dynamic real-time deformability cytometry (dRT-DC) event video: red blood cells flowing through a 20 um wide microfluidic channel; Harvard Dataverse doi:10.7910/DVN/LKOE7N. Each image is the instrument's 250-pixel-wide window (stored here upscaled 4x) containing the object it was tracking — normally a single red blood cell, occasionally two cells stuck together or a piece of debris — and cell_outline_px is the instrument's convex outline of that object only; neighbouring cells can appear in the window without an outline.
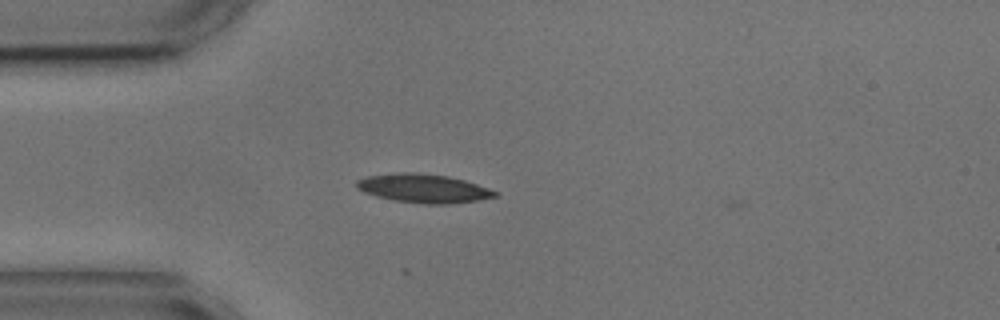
{"species": "common noctule bat (a hibernating species)", "species_latin": "Nyctalus noctula", "temperature_condition": "cold", "stored_images_in_passage": 2, "camera_frame_rate_fps": 3000, "um_per_image_px": 0.085, "animal": {"sex": "male", "body_mass_g": 17.9, "forearm_length_mm": 54.2}, "frame": {"image": 1, "passage_image": 1, "time_ms": 0.0, "image_size_px": [1000, 320], "cell_outline_px": [[500, 196], [476, 200], [444, 204], [424, 204], [392, 200], [376, 196], [364, 192], [356, 188], [356, 180], [368, 176], [396, 172], [416, 172], [448, 176], [464, 180], [500, 192]], "centroid_in_image_um": [35.99, 16.01], "position_along_channel_um": 49.0, "area_um2": 23.24}}